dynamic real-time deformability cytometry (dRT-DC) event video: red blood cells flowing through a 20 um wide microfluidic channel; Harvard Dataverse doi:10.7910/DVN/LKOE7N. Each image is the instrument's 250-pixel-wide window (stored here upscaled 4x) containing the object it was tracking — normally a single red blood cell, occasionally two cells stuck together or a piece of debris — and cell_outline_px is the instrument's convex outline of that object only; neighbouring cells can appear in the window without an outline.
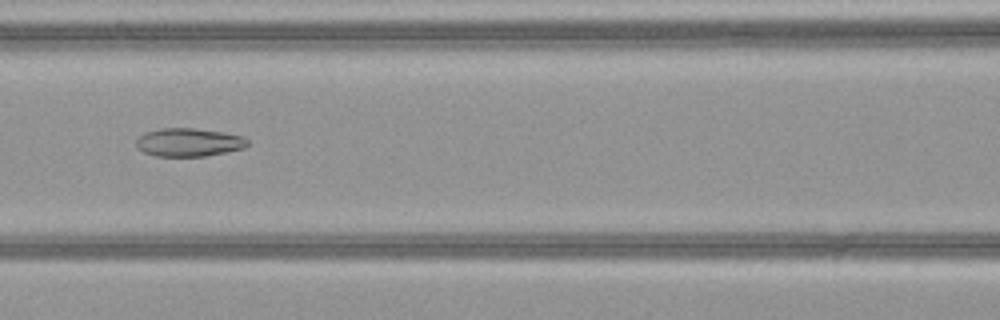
{"species": "common noctule bat (a hibernating species)", "species_latin": "Nyctalus noctula", "temperature_condition": "warm", "stored_images_in_passage": 40, "camera_frame_rate_fps": 3000, "um_per_image_px": 0.085, "animal": {"sex": "female", "body_mass_g": 21.9}, "frame": {"image": 1, "passage_image": 13, "time_ms": 4.0, "image_size_px": [1000, 320], "cell_outline_px": [[248, 144], [244, 148], [208, 156], [156, 156], [144, 152], [136, 144], [136, 140], [144, 132], [160, 128], [196, 128], [224, 132], [244, 136], [248, 140]], "centroid_in_image_um": [16.07, 12.09], "position_along_channel_um": 150.5, "area_um2": 18.44}}
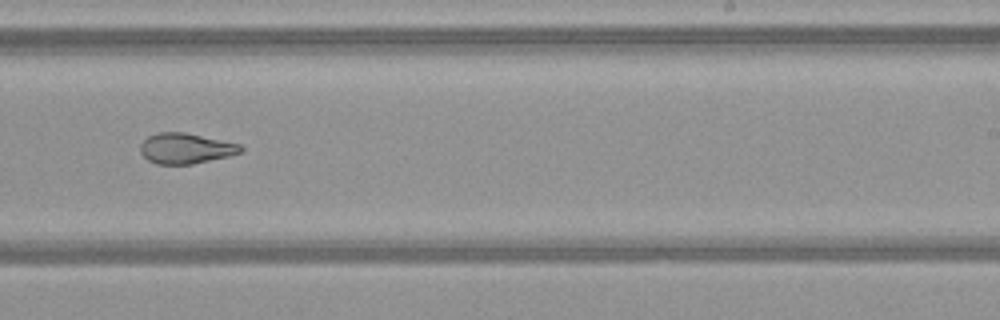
{"frame": {"image": 2, "passage_image": 22, "time_ms": 7.0, "image_size_px": [1000, 320], "cell_outline_px": [[244, 148], [240, 152], [228, 156], [192, 164], [156, 164], [148, 160], [140, 152], [140, 144], [148, 136], [156, 132], [184, 132], [240, 144]], "centroid_in_image_um": [15.75, 12.61], "position_along_channel_um": 273.2, "area_um2": 17.74}}
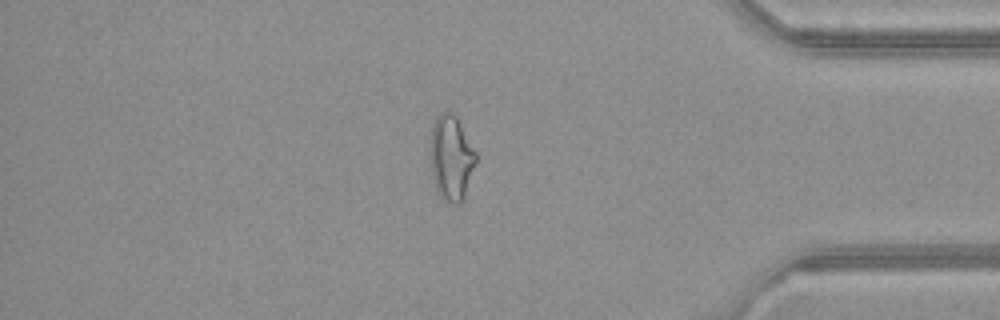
{"frame": {"image": 3, "passage_image": 33, "time_ms": 10.667, "image_size_px": [1000, 320], "cell_outline_px": [[476, 164], [464, 196], [460, 204], [456, 204], [444, 200], [440, 196], [436, 188], [432, 176], [432, 128], [436, 116], [440, 112], [452, 112], [456, 116], [476, 152]], "centroid_in_image_um": [38.38, 13.42], "position_along_channel_um": 396.8, "area_um2": 22.14}, "authors_computed_cell_mechanics": {"area_um2": 20.23, "velocity_mm_per_s": 4.1034, "shape_relaxation_time_tau1_ms": null, "shape_relaxation_time_tau2_ms": 2.2439, "deformation_change_tau1": null, "deformation_change_tau2": 0.0963}}